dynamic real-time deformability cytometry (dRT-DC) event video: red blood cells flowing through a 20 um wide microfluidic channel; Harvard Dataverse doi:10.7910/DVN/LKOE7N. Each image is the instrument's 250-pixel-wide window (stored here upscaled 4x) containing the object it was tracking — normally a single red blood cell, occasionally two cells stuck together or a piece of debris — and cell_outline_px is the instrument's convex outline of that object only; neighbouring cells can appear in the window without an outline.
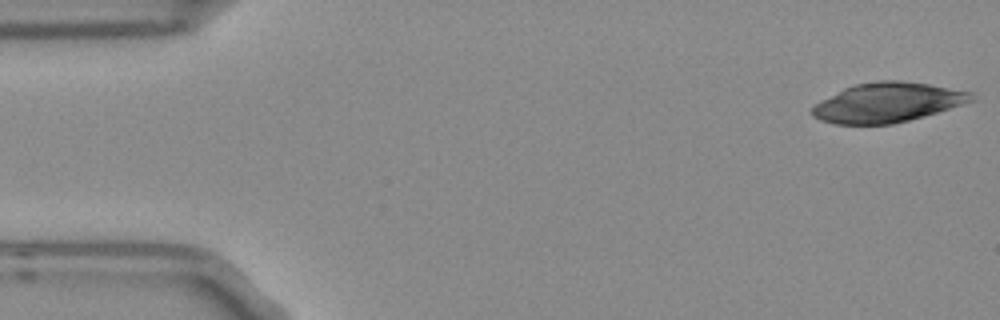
{"species": "Egyptian fruit bat (a non-hibernating species)", "species_latin": "Rousettus aegyptiacus", "temperature_condition": "room temperature", "stored_images_in_passage": 53, "camera_frame_rate_fps": 3000, "um_per_image_px": 0.085, "frame": {"image": 1, "passage_image": 1, "time_ms": 0.0, "image_size_px": [1000, 320], "cell_outline_px": [[976, 100], [924, 116], [892, 124], [836, 124], [820, 120], [812, 116], [812, 108], [820, 100], [844, 88], [856, 84], [876, 80], [896, 80], [928, 84], [972, 92]], "centroid_in_image_um": [75.43, 8.71], "position_along_channel_um": 9.6, "area_um2": 36.53}}
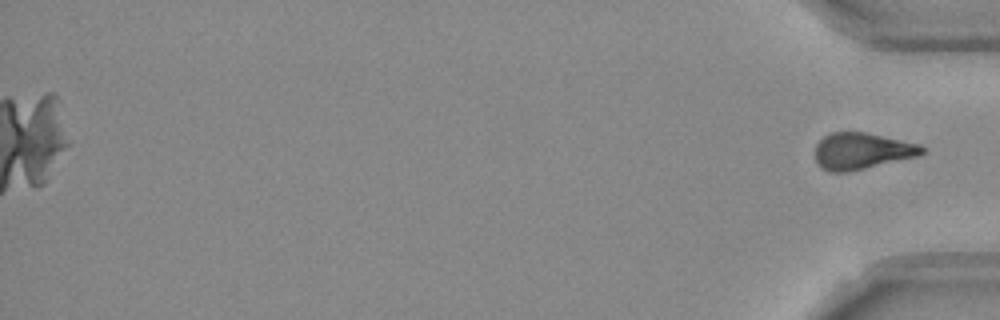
{"frame": {"image": 2, "passage_image": 53, "time_ms": 17.333, "image_size_px": [1000, 320], "cell_outline_px": [[924, 152], [916, 156], [848, 172], [828, 172], [820, 168], [816, 160], [816, 144], [824, 136], [832, 132], [864, 132], [920, 144], [924, 148]], "centroid_in_image_um": [73.21, 12.84], "position_along_channel_um": 362.0, "area_um2": 22.48}}